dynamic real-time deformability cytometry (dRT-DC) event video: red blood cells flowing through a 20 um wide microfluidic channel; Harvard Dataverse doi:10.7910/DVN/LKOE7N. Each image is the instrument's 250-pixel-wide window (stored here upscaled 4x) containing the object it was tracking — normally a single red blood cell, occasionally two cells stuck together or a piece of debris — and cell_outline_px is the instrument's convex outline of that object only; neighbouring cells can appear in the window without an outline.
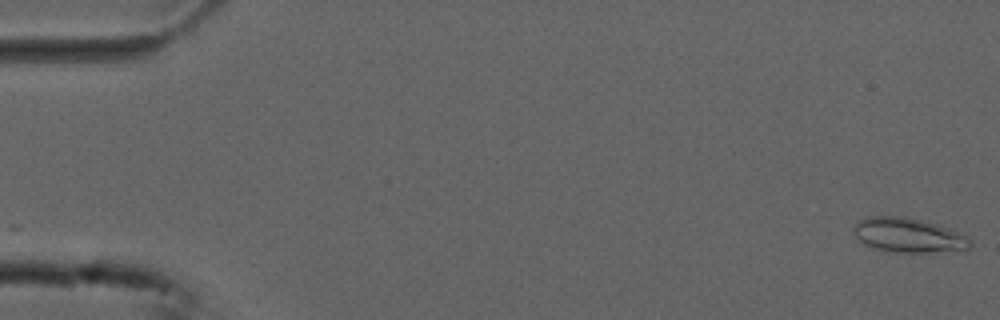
{"species": "common noctule bat (a hibernating species)", "species_latin": "Nyctalus noctula", "temperature_condition": "cold", "stored_images_in_passage": 55, "camera_frame_rate_fps": 3000, "um_per_image_px": 0.085, "animal": {"sex": "male", "forearm_length_mm": 52.5}, "frame": {"image": 1, "passage_image": 1, "time_ms": 0.0, "image_size_px": [1000, 320], "cell_outline_px": [[972, 244], [968, 248], [928, 252], [884, 252], [864, 244], [852, 232], [852, 224], [868, 216], [908, 216], [936, 224], [968, 236], [972, 240]], "centroid_in_image_um": [77.14, 19.98], "position_along_channel_um": 7.9, "area_um2": 23.52}}
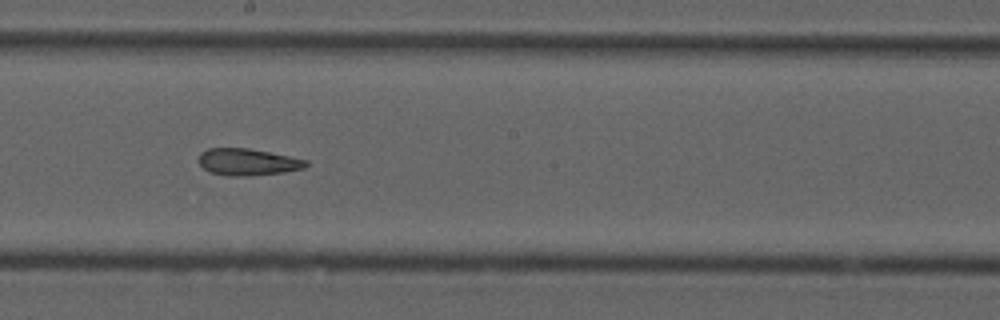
{"frame": {"image": 2, "passage_image": 30, "time_ms": 9.667, "image_size_px": [1000, 320], "cell_outline_px": [[308, 164], [304, 168], [284, 172], [252, 176], [228, 176], [208, 172], [196, 160], [200, 152], [208, 148], [248, 148], [308, 160]], "centroid_in_image_um": [21.0, 13.77], "position_along_channel_um": 227.2, "area_um2": 16.94}}
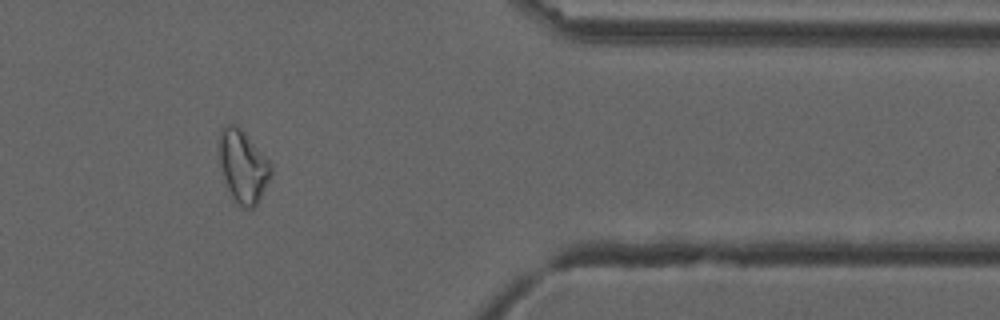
{"frame": {"image": 3, "passage_image": 45, "time_ms": 14.667, "image_size_px": [1000, 320], "cell_outline_px": [[272, 172], [256, 204], [252, 208], [244, 208], [232, 196], [228, 188], [220, 164], [216, 144], [220, 128], [228, 124], [236, 124], [244, 132], [272, 164]], "centroid_in_image_um": [20.61, 14.06], "position_along_channel_um": 390.8, "area_um2": 21.68}, "authors_computed_cell_mechanics": {"area_um2": 19.8832, "velocity_mm_per_s": 3.7403, "shape_relaxation_time_tau1_ms": null, "shape_relaxation_time_tau2_ms": 4.0064, "deformation_change_tau1": null, "deformation_change_tau2": 0.1177}}